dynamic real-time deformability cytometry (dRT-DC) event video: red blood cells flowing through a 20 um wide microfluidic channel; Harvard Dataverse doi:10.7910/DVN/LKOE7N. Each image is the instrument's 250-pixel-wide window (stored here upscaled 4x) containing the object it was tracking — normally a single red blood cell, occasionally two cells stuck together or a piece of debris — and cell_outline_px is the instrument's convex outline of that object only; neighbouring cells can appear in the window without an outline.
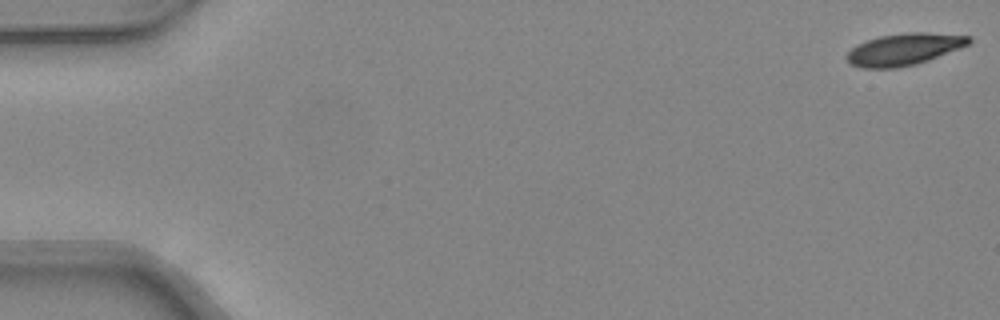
{"species": "common noctule bat (a hibernating species)", "species_latin": "Nyctalus noctula", "temperature_condition": "warm", "stored_images_in_passage": 48, "camera_frame_rate_fps": 3000, "um_per_image_px": 0.085, "animal": {"sex": "female", "body_mass_g": 24.6, "forearm_length_mm": 56.2}, "frame": {"image": 1, "passage_image": 1, "time_ms": 0.0, "image_size_px": [1000, 320], "cell_outline_px": [[972, 40], [968, 44], [928, 60], [916, 64], [896, 68], [860, 68], [848, 64], [844, 56], [856, 44], [880, 36], [908, 32], [924, 32], [972, 36]], "centroid_in_image_um": [76.78, 4.19], "position_along_channel_um": 8.2, "area_um2": 22.66}}
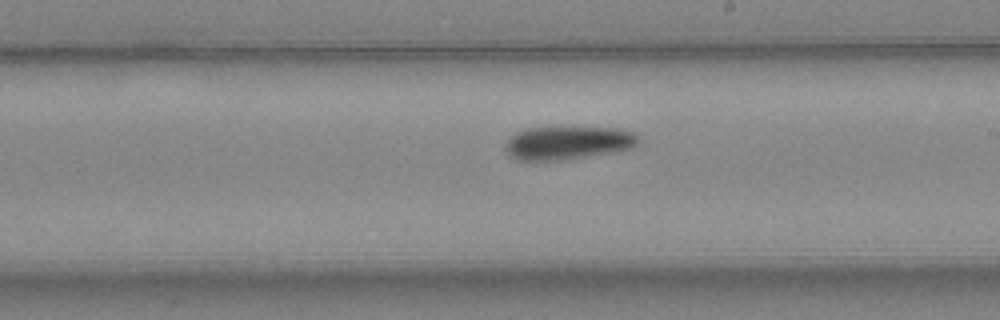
{"frame": {"image": 2, "passage_image": 28, "time_ms": 9.0, "image_size_px": [1000, 320], "cell_outline_px": [[640, 140], [632, 148], [612, 152], [568, 160], [516, 160], [508, 152], [508, 140], [516, 132], [528, 128], [620, 128], [632, 132], [640, 136]], "centroid_in_image_um": [48.34, 12.15], "position_along_channel_um": 240.7, "area_um2": 25.49}}
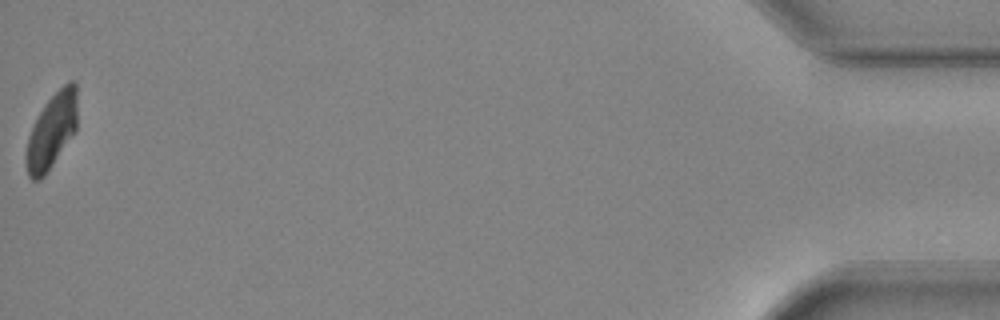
{"frame": {"image": 3, "passage_image": 48, "time_ms": 15.667, "image_size_px": [1000, 320], "cell_outline_px": [[76, 132], [44, 176], [40, 180], [32, 180], [28, 176], [24, 160], [24, 156], [28, 136], [44, 104], [68, 80], [76, 80]], "centroid_in_image_um": [4.38, 11.16], "position_along_channel_um": 430.8, "area_um2": 22.48}, "authors_computed_cell_mechanics": {"area_um2": 24.7384, "velocity_mm_per_s": 4.3382, "shape_relaxation_time_tau1_ms": 4.5811, "shape_relaxation_time_tau2_ms": null, "deformation_change_tau1": 0.1525, "deformation_change_tau2": null}}